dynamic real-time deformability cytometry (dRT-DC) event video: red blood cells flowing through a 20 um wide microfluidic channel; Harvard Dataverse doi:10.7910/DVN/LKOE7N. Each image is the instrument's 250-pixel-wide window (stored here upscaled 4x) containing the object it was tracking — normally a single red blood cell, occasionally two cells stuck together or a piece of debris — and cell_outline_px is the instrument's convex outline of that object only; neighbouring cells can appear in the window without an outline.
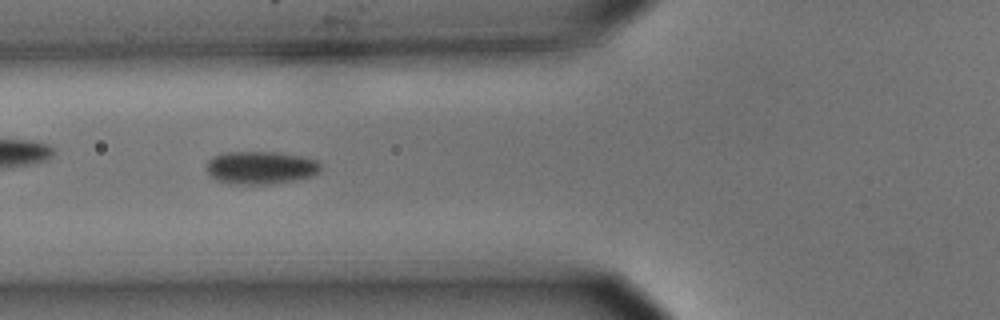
{"species": "common noctule bat (a hibernating species)", "species_latin": "Nyctalus noctula", "temperature_condition": "cold", "stored_images_in_passage": 55, "camera_frame_rate_fps": 3000, "um_per_image_px": 0.085, "animal": {"sex": "male", "body_mass_g": 15.6}, "frame": {"image": 1, "passage_image": 21, "time_ms": 6.667, "image_size_px": [1000, 320], "cell_outline_px": [[320, 172], [312, 176], [296, 180], [268, 184], [228, 184], [216, 180], [208, 176], [204, 168], [208, 160], [212, 156], [224, 152], [276, 152], [300, 156], [316, 160], [320, 164]], "centroid_in_image_um": [22.08, 14.26], "position_along_channel_um": 103.7, "area_um2": 22.25}}
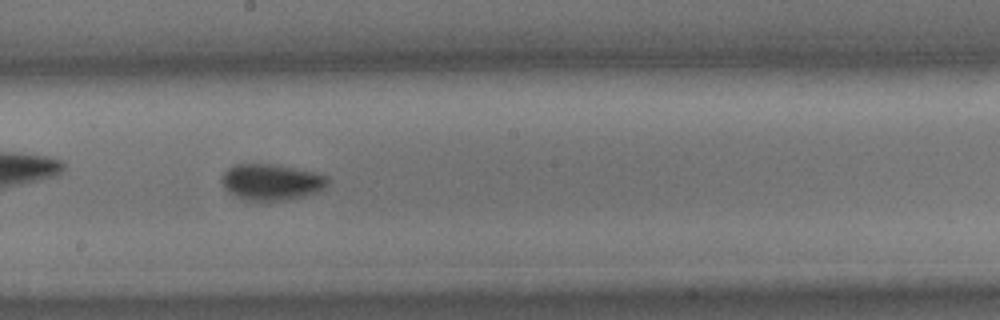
{"frame": {"image": 2, "passage_image": 31, "time_ms": 10.0, "image_size_px": [1000, 320], "cell_outline_px": [[328, 184], [324, 188], [308, 196], [284, 200], [244, 200], [228, 192], [220, 180], [220, 176], [232, 164], [272, 164], [316, 172], [328, 176]], "centroid_in_image_um": [23.06, 15.47], "position_along_channel_um": 225.1, "area_um2": 22.48}}
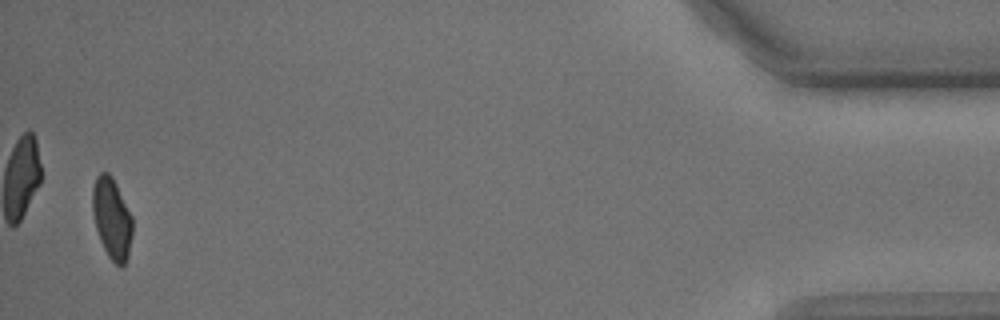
{"frame": {"image": 3, "passage_image": 54, "time_ms": 17.667, "image_size_px": [1000, 320], "cell_outline_px": [[132, 236], [128, 256], [124, 264], [120, 268], [108, 256], [100, 240], [96, 228], [92, 212], [92, 188], [96, 176], [100, 172], [108, 172], [112, 176], [132, 216]], "centroid_in_image_um": [9.5, 18.55], "position_along_channel_um": 425.7, "area_um2": 18.9}, "authors_computed_cell_mechanics": {"area_um2": 20.0566, "velocity_mm_per_s": 3.6302, "shape_relaxation_time_tau1_ms": 4.2442, "shape_relaxation_time_tau2_ms": 3.561, "deformation_change_tau1": 0.1383, "deformation_change_tau2": 0.0531}}